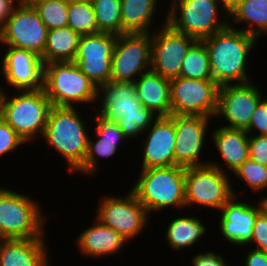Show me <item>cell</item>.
<instances>
[{"instance_id": "cell-1", "label": "cell", "mask_w": 267, "mask_h": 266, "mask_svg": "<svg viewBox=\"0 0 267 266\" xmlns=\"http://www.w3.org/2000/svg\"><path fill=\"white\" fill-rule=\"evenodd\" d=\"M231 22L222 31L204 39L209 55L213 81L218 86L250 82L246 63L249 52L256 44L257 38L235 29Z\"/></svg>"}, {"instance_id": "cell-2", "label": "cell", "mask_w": 267, "mask_h": 266, "mask_svg": "<svg viewBox=\"0 0 267 266\" xmlns=\"http://www.w3.org/2000/svg\"><path fill=\"white\" fill-rule=\"evenodd\" d=\"M100 94L103 101L99 115L117 122L128 139L143 134L158 117L138 100L134 82L110 80L98 87V96Z\"/></svg>"}, {"instance_id": "cell-3", "label": "cell", "mask_w": 267, "mask_h": 266, "mask_svg": "<svg viewBox=\"0 0 267 266\" xmlns=\"http://www.w3.org/2000/svg\"><path fill=\"white\" fill-rule=\"evenodd\" d=\"M76 110L74 106L52 105L42 135L52 148L65 157L71 172L83 164L89 137Z\"/></svg>"}, {"instance_id": "cell-4", "label": "cell", "mask_w": 267, "mask_h": 266, "mask_svg": "<svg viewBox=\"0 0 267 266\" xmlns=\"http://www.w3.org/2000/svg\"><path fill=\"white\" fill-rule=\"evenodd\" d=\"M185 176L186 168L176 165L141 169L131 190L148 214L171 206L186 207Z\"/></svg>"}, {"instance_id": "cell-5", "label": "cell", "mask_w": 267, "mask_h": 266, "mask_svg": "<svg viewBox=\"0 0 267 266\" xmlns=\"http://www.w3.org/2000/svg\"><path fill=\"white\" fill-rule=\"evenodd\" d=\"M43 90L53 106L73 107L100 99L98 87L74 62L44 64Z\"/></svg>"}, {"instance_id": "cell-6", "label": "cell", "mask_w": 267, "mask_h": 266, "mask_svg": "<svg viewBox=\"0 0 267 266\" xmlns=\"http://www.w3.org/2000/svg\"><path fill=\"white\" fill-rule=\"evenodd\" d=\"M20 92L8 98L2 90L1 117L26 143L43 135L52 104L43 88Z\"/></svg>"}, {"instance_id": "cell-7", "label": "cell", "mask_w": 267, "mask_h": 266, "mask_svg": "<svg viewBox=\"0 0 267 266\" xmlns=\"http://www.w3.org/2000/svg\"><path fill=\"white\" fill-rule=\"evenodd\" d=\"M0 187V238H43L45 216L36 201Z\"/></svg>"}, {"instance_id": "cell-8", "label": "cell", "mask_w": 267, "mask_h": 266, "mask_svg": "<svg viewBox=\"0 0 267 266\" xmlns=\"http://www.w3.org/2000/svg\"><path fill=\"white\" fill-rule=\"evenodd\" d=\"M170 5L166 23L196 41H203L229 26V18L222 22L217 18L218 0H172Z\"/></svg>"}, {"instance_id": "cell-9", "label": "cell", "mask_w": 267, "mask_h": 266, "mask_svg": "<svg viewBox=\"0 0 267 266\" xmlns=\"http://www.w3.org/2000/svg\"><path fill=\"white\" fill-rule=\"evenodd\" d=\"M225 170L216 162L186 168L185 203L217 209L233 196L230 180Z\"/></svg>"}, {"instance_id": "cell-10", "label": "cell", "mask_w": 267, "mask_h": 266, "mask_svg": "<svg viewBox=\"0 0 267 266\" xmlns=\"http://www.w3.org/2000/svg\"><path fill=\"white\" fill-rule=\"evenodd\" d=\"M48 28L31 4L23 0L0 28V43L42 56Z\"/></svg>"}, {"instance_id": "cell-11", "label": "cell", "mask_w": 267, "mask_h": 266, "mask_svg": "<svg viewBox=\"0 0 267 266\" xmlns=\"http://www.w3.org/2000/svg\"><path fill=\"white\" fill-rule=\"evenodd\" d=\"M218 84L213 80L178 77L170 80L171 114L210 118L217 112Z\"/></svg>"}, {"instance_id": "cell-12", "label": "cell", "mask_w": 267, "mask_h": 266, "mask_svg": "<svg viewBox=\"0 0 267 266\" xmlns=\"http://www.w3.org/2000/svg\"><path fill=\"white\" fill-rule=\"evenodd\" d=\"M151 70V32L117 36L111 58L110 80L135 82L136 76Z\"/></svg>"}, {"instance_id": "cell-13", "label": "cell", "mask_w": 267, "mask_h": 266, "mask_svg": "<svg viewBox=\"0 0 267 266\" xmlns=\"http://www.w3.org/2000/svg\"><path fill=\"white\" fill-rule=\"evenodd\" d=\"M98 207L96 218L127 241L136 237L147 225L149 214L132 190L123 198L105 196Z\"/></svg>"}, {"instance_id": "cell-14", "label": "cell", "mask_w": 267, "mask_h": 266, "mask_svg": "<svg viewBox=\"0 0 267 266\" xmlns=\"http://www.w3.org/2000/svg\"><path fill=\"white\" fill-rule=\"evenodd\" d=\"M162 26L151 33V70L172 80L179 77L187 51L196 40L174 30L166 20Z\"/></svg>"}, {"instance_id": "cell-15", "label": "cell", "mask_w": 267, "mask_h": 266, "mask_svg": "<svg viewBox=\"0 0 267 266\" xmlns=\"http://www.w3.org/2000/svg\"><path fill=\"white\" fill-rule=\"evenodd\" d=\"M118 35L99 32L81 35L74 63L97 87L111 77V58Z\"/></svg>"}, {"instance_id": "cell-16", "label": "cell", "mask_w": 267, "mask_h": 266, "mask_svg": "<svg viewBox=\"0 0 267 266\" xmlns=\"http://www.w3.org/2000/svg\"><path fill=\"white\" fill-rule=\"evenodd\" d=\"M259 91L252 81L220 86L215 116L225 117L229 125L224 127L246 130L253 112L263 99Z\"/></svg>"}, {"instance_id": "cell-17", "label": "cell", "mask_w": 267, "mask_h": 266, "mask_svg": "<svg viewBox=\"0 0 267 266\" xmlns=\"http://www.w3.org/2000/svg\"><path fill=\"white\" fill-rule=\"evenodd\" d=\"M208 120V117L199 115L174 114L176 166L188 168L208 164L209 161L203 163L199 160L205 143Z\"/></svg>"}, {"instance_id": "cell-18", "label": "cell", "mask_w": 267, "mask_h": 266, "mask_svg": "<svg viewBox=\"0 0 267 266\" xmlns=\"http://www.w3.org/2000/svg\"><path fill=\"white\" fill-rule=\"evenodd\" d=\"M2 59V77L19 91L43 88L44 63L32 51L8 46Z\"/></svg>"}, {"instance_id": "cell-19", "label": "cell", "mask_w": 267, "mask_h": 266, "mask_svg": "<svg viewBox=\"0 0 267 266\" xmlns=\"http://www.w3.org/2000/svg\"><path fill=\"white\" fill-rule=\"evenodd\" d=\"M144 130L149 131L144 140L143 163L141 169L170 167L175 165V127L174 114L158 116L151 125Z\"/></svg>"}, {"instance_id": "cell-20", "label": "cell", "mask_w": 267, "mask_h": 266, "mask_svg": "<svg viewBox=\"0 0 267 266\" xmlns=\"http://www.w3.org/2000/svg\"><path fill=\"white\" fill-rule=\"evenodd\" d=\"M220 230L227 241L234 245L246 246L252 238L253 226L261 211L259 204L238 201L233 195L220 209Z\"/></svg>"}, {"instance_id": "cell-21", "label": "cell", "mask_w": 267, "mask_h": 266, "mask_svg": "<svg viewBox=\"0 0 267 266\" xmlns=\"http://www.w3.org/2000/svg\"><path fill=\"white\" fill-rule=\"evenodd\" d=\"M94 121L97 123L95 126L97 141H92V138L88 137L87 152L83 164L75 171L76 173L95 174L98 170V156L100 158L112 157L117 151L120 140L127 138L117 122L105 119L99 113L94 117Z\"/></svg>"}, {"instance_id": "cell-22", "label": "cell", "mask_w": 267, "mask_h": 266, "mask_svg": "<svg viewBox=\"0 0 267 266\" xmlns=\"http://www.w3.org/2000/svg\"><path fill=\"white\" fill-rule=\"evenodd\" d=\"M45 243L44 238L2 239L0 266H48Z\"/></svg>"}, {"instance_id": "cell-23", "label": "cell", "mask_w": 267, "mask_h": 266, "mask_svg": "<svg viewBox=\"0 0 267 266\" xmlns=\"http://www.w3.org/2000/svg\"><path fill=\"white\" fill-rule=\"evenodd\" d=\"M136 96L157 116H170V80L149 70L135 80Z\"/></svg>"}, {"instance_id": "cell-24", "label": "cell", "mask_w": 267, "mask_h": 266, "mask_svg": "<svg viewBox=\"0 0 267 266\" xmlns=\"http://www.w3.org/2000/svg\"><path fill=\"white\" fill-rule=\"evenodd\" d=\"M76 243L82 254L90 257H103L116 254L127 240L114 229L96 218V223L82 231Z\"/></svg>"}, {"instance_id": "cell-25", "label": "cell", "mask_w": 267, "mask_h": 266, "mask_svg": "<svg viewBox=\"0 0 267 266\" xmlns=\"http://www.w3.org/2000/svg\"><path fill=\"white\" fill-rule=\"evenodd\" d=\"M212 135L220 156L232 173L249 159V134L245 130L220 127Z\"/></svg>"}, {"instance_id": "cell-26", "label": "cell", "mask_w": 267, "mask_h": 266, "mask_svg": "<svg viewBox=\"0 0 267 266\" xmlns=\"http://www.w3.org/2000/svg\"><path fill=\"white\" fill-rule=\"evenodd\" d=\"M80 37L69 26L48 30L45 50L41 56L43 63L73 62Z\"/></svg>"}, {"instance_id": "cell-27", "label": "cell", "mask_w": 267, "mask_h": 266, "mask_svg": "<svg viewBox=\"0 0 267 266\" xmlns=\"http://www.w3.org/2000/svg\"><path fill=\"white\" fill-rule=\"evenodd\" d=\"M157 0H121L122 34L149 33Z\"/></svg>"}, {"instance_id": "cell-28", "label": "cell", "mask_w": 267, "mask_h": 266, "mask_svg": "<svg viewBox=\"0 0 267 266\" xmlns=\"http://www.w3.org/2000/svg\"><path fill=\"white\" fill-rule=\"evenodd\" d=\"M229 16L234 23L246 22L249 27L238 30L257 39L262 33H267V0H240Z\"/></svg>"}, {"instance_id": "cell-29", "label": "cell", "mask_w": 267, "mask_h": 266, "mask_svg": "<svg viewBox=\"0 0 267 266\" xmlns=\"http://www.w3.org/2000/svg\"><path fill=\"white\" fill-rule=\"evenodd\" d=\"M168 226L166 240L175 250L193 246L207 231L201 220L194 217H175Z\"/></svg>"}, {"instance_id": "cell-30", "label": "cell", "mask_w": 267, "mask_h": 266, "mask_svg": "<svg viewBox=\"0 0 267 266\" xmlns=\"http://www.w3.org/2000/svg\"><path fill=\"white\" fill-rule=\"evenodd\" d=\"M180 77L197 80H213L208 51L204 41H195L182 62Z\"/></svg>"}, {"instance_id": "cell-31", "label": "cell", "mask_w": 267, "mask_h": 266, "mask_svg": "<svg viewBox=\"0 0 267 266\" xmlns=\"http://www.w3.org/2000/svg\"><path fill=\"white\" fill-rule=\"evenodd\" d=\"M99 32L122 34L121 0H92Z\"/></svg>"}, {"instance_id": "cell-32", "label": "cell", "mask_w": 267, "mask_h": 266, "mask_svg": "<svg viewBox=\"0 0 267 266\" xmlns=\"http://www.w3.org/2000/svg\"><path fill=\"white\" fill-rule=\"evenodd\" d=\"M31 4L48 30L68 24L69 3L65 0L24 1Z\"/></svg>"}, {"instance_id": "cell-33", "label": "cell", "mask_w": 267, "mask_h": 266, "mask_svg": "<svg viewBox=\"0 0 267 266\" xmlns=\"http://www.w3.org/2000/svg\"><path fill=\"white\" fill-rule=\"evenodd\" d=\"M67 26L80 35L99 33L92 3L70 2Z\"/></svg>"}, {"instance_id": "cell-34", "label": "cell", "mask_w": 267, "mask_h": 266, "mask_svg": "<svg viewBox=\"0 0 267 266\" xmlns=\"http://www.w3.org/2000/svg\"><path fill=\"white\" fill-rule=\"evenodd\" d=\"M253 191L267 189V166L251 159L246 160L235 172Z\"/></svg>"}, {"instance_id": "cell-35", "label": "cell", "mask_w": 267, "mask_h": 266, "mask_svg": "<svg viewBox=\"0 0 267 266\" xmlns=\"http://www.w3.org/2000/svg\"><path fill=\"white\" fill-rule=\"evenodd\" d=\"M22 144H25V141L0 117V156L16 149Z\"/></svg>"}, {"instance_id": "cell-36", "label": "cell", "mask_w": 267, "mask_h": 266, "mask_svg": "<svg viewBox=\"0 0 267 266\" xmlns=\"http://www.w3.org/2000/svg\"><path fill=\"white\" fill-rule=\"evenodd\" d=\"M249 159L267 166V135L249 136Z\"/></svg>"}, {"instance_id": "cell-37", "label": "cell", "mask_w": 267, "mask_h": 266, "mask_svg": "<svg viewBox=\"0 0 267 266\" xmlns=\"http://www.w3.org/2000/svg\"><path fill=\"white\" fill-rule=\"evenodd\" d=\"M257 243L256 250L267 252V215L260 211L253 226V235L248 244Z\"/></svg>"}, {"instance_id": "cell-38", "label": "cell", "mask_w": 267, "mask_h": 266, "mask_svg": "<svg viewBox=\"0 0 267 266\" xmlns=\"http://www.w3.org/2000/svg\"><path fill=\"white\" fill-rule=\"evenodd\" d=\"M259 130V135H267V98L261 100L253 112L248 128L245 130L251 134L252 130Z\"/></svg>"}, {"instance_id": "cell-39", "label": "cell", "mask_w": 267, "mask_h": 266, "mask_svg": "<svg viewBox=\"0 0 267 266\" xmlns=\"http://www.w3.org/2000/svg\"><path fill=\"white\" fill-rule=\"evenodd\" d=\"M192 266H227L228 263L224 260L223 256L209 251L197 254L192 258Z\"/></svg>"}, {"instance_id": "cell-40", "label": "cell", "mask_w": 267, "mask_h": 266, "mask_svg": "<svg viewBox=\"0 0 267 266\" xmlns=\"http://www.w3.org/2000/svg\"><path fill=\"white\" fill-rule=\"evenodd\" d=\"M18 4H15V2ZM22 0H0V28L7 22Z\"/></svg>"}, {"instance_id": "cell-41", "label": "cell", "mask_w": 267, "mask_h": 266, "mask_svg": "<svg viewBox=\"0 0 267 266\" xmlns=\"http://www.w3.org/2000/svg\"><path fill=\"white\" fill-rule=\"evenodd\" d=\"M245 266H267V252L253 249L246 255Z\"/></svg>"}, {"instance_id": "cell-42", "label": "cell", "mask_w": 267, "mask_h": 266, "mask_svg": "<svg viewBox=\"0 0 267 266\" xmlns=\"http://www.w3.org/2000/svg\"><path fill=\"white\" fill-rule=\"evenodd\" d=\"M239 1L240 0H218V2L222 4V12L224 11L223 13H226L225 18L229 17V14L238 5Z\"/></svg>"}, {"instance_id": "cell-43", "label": "cell", "mask_w": 267, "mask_h": 266, "mask_svg": "<svg viewBox=\"0 0 267 266\" xmlns=\"http://www.w3.org/2000/svg\"><path fill=\"white\" fill-rule=\"evenodd\" d=\"M258 204L260 206L261 211L267 215V197L263 198L262 200H260V202L258 201Z\"/></svg>"}, {"instance_id": "cell-44", "label": "cell", "mask_w": 267, "mask_h": 266, "mask_svg": "<svg viewBox=\"0 0 267 266\" xmlns=\"http://www.w3.org/2000/svg\"><path fill=\"white\" fill-rule=\"evenodd\" d=\"M65 1H67L68 3H70V2H77V3L90 2V3H92V0H65Z\"/></svg>"}, {"instance_id": "cell-45", "label": "cell", "mask_w": 267, "mask_h": 266, "mask_svg": "<svg viewBox=\"0 0 267 266\" xmlns=\"http://www.w3.org/2000/svg\"><path fill=\"white\" fill-rule=\"evenodd\" d=\"M2 89L3 88L0 87V117H1V103H2Z\"/></svg>"}, {"instance_id": "cell-46", "label": "cell", "mask_w": 267, "mask_h": 266, "mask_svg": "<svg viewBox=\"0 0 267 266\" xmlns=\"http://www.w3.org/2000/svg\"><path fill=\"white\" fill-rule=\"evenodd\" d=\"M23 1H40V0H23Z\"/></svg>"}]
</instances>
